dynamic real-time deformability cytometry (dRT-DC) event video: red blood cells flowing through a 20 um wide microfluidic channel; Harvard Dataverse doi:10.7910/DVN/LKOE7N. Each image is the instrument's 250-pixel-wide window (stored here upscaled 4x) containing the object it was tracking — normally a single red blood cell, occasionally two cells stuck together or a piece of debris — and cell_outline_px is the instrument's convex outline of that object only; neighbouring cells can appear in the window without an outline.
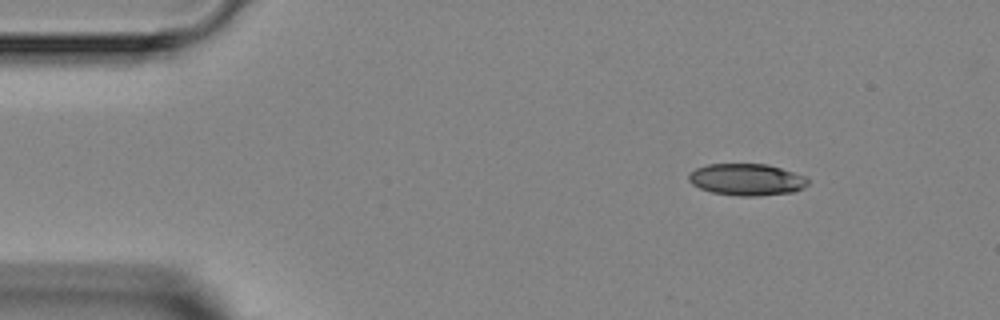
{"species": "Egyptian fruit bat (a non-hibernating species)", "species_latin": "Rousettus aegyptiacus", "temperature_condition": "room temperature", "stored_images_in_passage": 3, "camera_frame_rate_fps": 3000, "um_per_image_px": 0.085, "animal": {"sex": "female"}, "frame": {"image": 1, "passage_image": 1, "time_ms": 0.0, "image_size_px": [1000, 320], "cell_outline_px": [[808, 184], [804, 188], [792, 192], [760, 196], [740, 196], [712, 192], [700, 188], [692, 184], [688, 180], [688, 172], [696, 168], [708, 164], [768, 164], [804, 176], [808, 180]], "centroid_in_image_um": [63.44, 15.26], "position_along_channel_um": 21.6, "area_um2": 22.08}}